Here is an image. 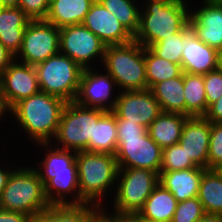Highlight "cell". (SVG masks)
Segmentation results:
<instances>
[{
    "label": "cell",
    "mask_w": 222,
    "mask_h": 222,
    "mask_svg": "<svg viewBox=\"0 0 222 222\" xmlns=\"http://www.w3.org/2000/svg\"><path fill=\"white\" fill-rule=\"evenodd\" d=\"M45 154L32 167L37 171L44 186L45 197L50 205H80L77 153L60 149L52 143H38ZM41 160V161H40ZM38 162V163H36ZM36 164L38 166H36Z\"/></svg>",
    "instance_id": "6da1fadb"
},
{
    "label": "cell",
    "mask_w": 222,
    "mask_h": 222,
    "mask_svg": "<svg viewBox=\"0 0 222 222\" xmlns=\"http://www.w3.org/2000/svg\"><path fill=\"white\" fill-rule=\"evenodd\" d=\"M220 176H222V161L213 168Z\"/></svg>",
    "instance_id": "c3c4849f"
},
{
    "label": "cell",
    "mask_w": 222,
    "mask_h": 222,
    "mask_svg": "<svg viewBox=\"0 0 222 222\" xmlns=\"http://www.w3.org/2000/svg\"><path fill=\"white\" fill-rule=\"evenodd\" d=\"M59 47L61 54L82 69L101 67L106 49L101 39L83 24L60 28Z\"/></svg>",
    "instance_id": "30bf717a"
},
{
    "label": "cell",
    "mask_w": 222,
    "mask_h": 222,
    "mask_svg": "<svg viewBox=\"0 0 222 222\" xmlns=\"http://www.w3.org/2000/svg\"><path fill=\"white\" fill-rule=\"evenodd\" d=\"M197 198L205 213L222 214V176L214 169L203 173Z\"/></svg>",
    "instance_id": "83f0119b"
},
{
    "label": "cell",
    "mask_w": 222,
    "mask_h": 222,
    "mask_svg": "<svg viewBox=\"0 0 222 222\" xmlns=\"http://www.w3.org/2000/svg\"><path fill=\"white\" fill-rule=\"evenodd\" d=\"M50 6V0H20L18 7L31 20H45Z\"/></svg>",
    "instance_id": "8d00e7d4"
},
{
    "label": "cell",
    "mask_w": 222,
    "mask_h": 222,
    "mask_svg": "<svg viewBox=\"0 0 222 222\" xmlns=\"http://www.w3.org/2000/svg\"><path fill=\"white\" fill-rule=\"evenodd\" d=\"M204 86L208 107L222 96V70L219 68L204 75Z\"/></svg>",
    "instance_id": "d590c367"
},
{
    "label": "cell",
    "mask_w": 222,
    "mask_h": 222,
    "mask_svg": "<svg viewBox=\"0 0 222 222\" xmlns=\"http://www.w3.org/2000/svg\"><path fill=\"white\" fill-rule=\"evenodd\" d=\"M195 2L198 3H190L191 29L202 42L222 51V0H202L197 5Z\"/></svg>",
    "instance_id": "5bb4252c"
},
{
    "label": "cell",
    "mask_w": 222,
    "mask_h": 222,
    "mask_svg": "<svg viewBox=\"0 0 222 222\" xmlns=\"http://www.w3.org/2000/svg\"><path fill=\"white\" fill-rule=\"evenodd\" d=\"M14 60V56L0 43V75Z\"/></svg>",
    "instance_id": "b9f144b4"
},
{
    "label": "cell",
    "mask_w": 222,
    "mask_h": 222,
    "mask_svg": "<svg viewBox=\"0 0 222 222\" xmlns=\"http://www.w3.org/2000/svg\"><path fill=\"white\" fill-rule=\"evenodd\" d=\"M2 160H0V196L1 193L4 189V187L6 186L7 180L10 176V174L12 173V171L15 169L14 167H17L18 165L16 164V166H14L12 163V161H9V165L5 164L4 162L6 161V159L1 158ZM3 163V164H2ZM5 164V165H4ZM13 165V166H12ZM10 166V167H9ZM10 168V169H9ZM12 168V169H11Z\"/></svg>",
    "instance_id": "60d3db41"
},
{
    "label": "cell",
    "mask_w": 222,
    "mask_h": 222,
    "mask_svg": "<svg viewBox=\"0 0 222 222\" xmlns=\"http://www.w3.org/2000/svg\"><path fill=\"white\" fill-rule=\"evenodd\" d=\"M104 209L97 205H50L32 218V222H93Z\"/></svg>",
    "instance_id": "7402d4cb"
},
{
    "label": "cell",
    "mask_w": 222,
    "mask_h": 222,
    "mask_svg": "<svg viewBox=\"0 0 222 222\" xmlns=\"http://www.w3.org/2000/svg\"><path fill=\"white\" fill-rule=\"evenodd\" d=\"M120 93L116 81L101 67L83 69L75 102L87 108L112 111Z\"/></svg>",
    "instance_id": "7c38bea8"
},
{
    "label": "cell",
    "mask_w": 222,
    "mask_h": 222,
    "mask_svg": "<svg viewBox=\"0 0 222 222\" xmlns=\"http://www.w3.org/2000/svg\"><path fill=\"white\" fill-rule=\"evenodd\" d=\"M163 149L147 132L142 137L117 138L119 168H142L160 173Z\"/></svg>",
    "instance_id": "4fadbf2b"
},
{
    "label": "cell",
    "mask_w": 222,
    "mask_h": 222,
    "mask_svg": "<svg viewBox=\"0 0 222 222\" xmlns=\"http://www.w3.org/2000/svg\"><path fill=\"white\" fill-rule=\"evenodd\" d=\"M117 150V124L112 111H106L94 122L93 138L84 151L115 155Z\"/></svg>",
    "instance_id": "4316f807"
},
{
    "label": "cell",
    "mask_w": 222,
    "mask_h": 222,
    "mask_svg": "<svg viewBox=\"0 0 222 222\" xmlns=\"http://www.w3.org/2000/svg\"><path fill=\"white\" fill-rule=\"evenodd\" d=\"M175 1H181V2H186V3H191V1L190 0H175Z\"/></svg>",
    "instance_id": "f907efd6"
},
{
    "label": "cell",
    "mask_w": 222,
    "mask_h": 222,
    "mask_svg": "<svg viewBox=\"0 0 222 222\" xmlns=\"http://www.w3.org/2000/svg\"><path fill=\"white\" fill-rule=\"evenodd\" d=\"M93 222H121V218L103 211Z\"/></svg>",
    "instance_id": "ee69618b"
},
{
    "label": "cell",
    "mask_w": 222,
    "mask_h": 222,
    "mask_svg": "<svg viewBox=\"0 0 222 222\" xmlns=\"http://www.w3.org/2000/svg\"><path fill=\"white\" fill-rule=\"evenodd\" d=\"M101 68L116 81L120 91L147 89L144 47L134 39L106 46Z\"/></svg>",
    "instance_id": "52a82bcc"
},
{
    "label": "cell",
    "mask_w": 222,
    "mask_h": 222,
    "mask_svg": "<svg viewBox=\"0 0 222 222\" xmlns=\"http://www.w3.org/2000/svg\"><path fill=\"white\" fill-rule=\"evenodd\" d=\"M204 117L211 123H222V96L208 107Z\"/></svg>",
    "instance_id": "ab89813d"
},
{
    "label": "cell",
    "mask_w": 222,
    "mask_h": 222,
    "mask_svg": "<svg viewBox=\"0 0 222 222\" xmlns=\"http://www.w3.org/2000/svg\"><path fill=\"white\" fill-rule=\"evenodd\" d=\"M41 92L75 101L82 68L68 56L58 53L35 66Z\"/></svg>",
    "instance_id": "9c48e42d"
},
{
    "label": "cell",
    "mask_w": 222,
    "mask_h": 222,
    "mask_svg": "<svg viewBox=\"0 0 222 222\" xmlns=\"http://www.w3.org/2000/svg\"><path fill=\"white\" fill-rule=\"evenodd\" d=\"M0 91L10 109L19 101L39 93L35 67L14 59L0 75Z\"/></svg>",
    "instance_id": "9a60e30c"
},
{
    "label": "cell",
    "mask_w": 222,
    "mask_h": 222,
    "mask_svg": "<svg viewBox=\"0 0 222 222\" xmlns=\"http://www.w3.org/2000/svg\"><path fill=\"white\" fill-rule=\"evenodd\" d=\"M67 102L63 99L39 92L16 103L10 109L9 121L17 124L21 137L29 143H51L56 136L60 117ZM13 118V119H12ZM20 127V129H19ZM27 134V135H25ZM33 141V142H32Z\"/></svg>",
    "instance_id": "7a4b0ae2"
},
{
    "label": "cell",
    "mask_w": 222,
    "mask_h": 222,
    "mask_svg": "<svg viewBox=\"0 0 222 222\" xmlns=\"http://www.w3.org/2000/svg\"><path fill=\"white\" fill-rule=\"evenodd\" d=\"M198 167L187 156L179 143L163 148L160 172H171Z\"/></svg>",
    "instance_id": "d6a6232c"
},
{
    "label": "cell",
    "mask_w": 222,
    "mask_h": 222,
    "mask_svg": "<svg viewBox=\"0 0 222 222\" xmlns=\"http://www.w3.org/2000/svg\"><path fill=\"white\" fill-rule=\"evenodd\" d=\"M76 162L80 205L88 203L104 208L116 187L119 167L115 155L81 151L77 152Z\"/></svg>",
    "instance_id": "3957f363"
},
{
    "label": "cell",
    "mask_w": 222,
    "mask_h": 222,
    "mask_svg": "<svg viewBox=\"0 0 222 222\" xmlns=\"http://www.w3.org/2000/svg\"><path fill=\"white\" fill-rule=\"evenodd\" d=\"M0 222H32V217L23 212L0 209Z\"/></svg>",
    "instance_id": "f35d334b"
},
{
    "label": "cell",
    "mask_w": 222,
    "mask_h": 222,
    "mask_svg": "<svg viewBox=\"0 0 222 222\" xmlns=\"http://www.w3.org/2000/svg\"><path fill=\"white\" fill-rule=\"evenodd\" d=\"M221 161H222V123L210 122L208 169H213Z\"/></svg>",
    "instance_id": "e575fe53"
},
{
    "label": "cell",
    "mask_w": 222,
    "mask_h": 222,
    "mask_svg": "<svg viewBox=\"0 0 222 222\" xmlns=\"http://www.w3.org/2000/svg\"><path fill=\"white\" fill-rule=\"evenodd\" d=\"M117 138L142 137L148 131L147 128L137 122H128V120L116 117Z\"/></svg>",
    "instance_id": "74e56055"
},
{
    "label": "cell",
    "mask_w": 222,
    "mask_h": 222,
    "mask_svg": "<svg viewBox=\"0 0 222 222\" xmlns=\"http://www.w3.org/2000/svg\"><path fill=\"white\" fill-rule=\"evenodd\" d=\"M204 214L202 203L194 197L177 203L171 222H197Z\"/></svg>",
    "instance_id": "836d02e7"
},
{
    "label": "cell",
    "mask_w": 222,
    "mask_h": 222,
    "mask_svg": "<svg viewBox=\"0 0 222 222\" xmlns=\"http://www.w3.org/2000/svg\"><path fill=\"white\" fill-rule=\"evenodd\" d=\"M190 3L175 0H141L140 23L134 40L149 47L178 33L189 24Z\"/></svg>",
    "instance_id": "277c9868"
},
{
    "label": "cell",
    "mask_w": 222,
    "mask_h": 222,
    "mask_svg": "<svg viewBox=\"0 0 222 222\" xmlns=\"http://www.w3.org/2000/svg\"><path fill=\"white\" fill-rule=\"evenodd\" d=\"M115 117L137 122L148 128L161 114L159 102L149 89L120 91L115 108L112 110Z\"/></svg>",
    "instance_id": "2e32d148"
},
{
    "label": "cell",
    "mask_w": 222,
    "mask_h": 222,
    "mask_svg": "<svg viewBox=\"0 0 222 222\" xmlns=\"http://www.w3.org/2000/svg\"><path fill=\"white\" fill-rule=\"evenodd\" d=\"M3 7H17L20 0H0Z\"/></svg>",
    "instance_id": "bcb514c9"
},
{
    "label": "cell",
    "mask_w": 222,
    "mask_h": 222,
    "mask_svg": "<svg viewBox=\"0 0 222 222\" xmlns=\"http://www.w3.org/2000/svg\"><path fill=\"white\" fill-rule=\"evenodd\" d=\"M147 89L164 80L179 77L183 71L180 64L157 56L149 47H144Z\"/></svg>",
    "instance_id": "f546056e"
},
{
    "label": "cell",
    "mask_w": 222,
    "mask_h": 222,
    "mask_svg": "<svg viewBox=\"0 0 222 222\" xmlns=\"http://www.w3.org/2000/svg\"><path fill=\"white\" fill-rule=\"evenodd\" d=\"M184 47L181 68L183 72L205 75L218 69L219 52L202 42L188 24L183 29Z\"/></svg>",
    "instance_id": "e0dca14e"
},
{
    "label": "cell",
    "mask_w": 222,
    "mask_h": 222,
    "mask_svg": "<svg viewBox=\"0 0 222 222\" xmlns=\"http://www.w3.org/2000/svg\"><path fill=\"white\" fill-rule=\"evenodd\" d=\"M82 24L98 36L106 46L126 44L134 39L115 15L98 0L91 5Z\"/></svg>",
    "instance_id": "ac0fdd59"
},
{
    "label": "cell",
    "mask_w": 222,
    "mask_h": 222,
    "mask_svg": "<svg viewBox=\"0 0 222 222\" xmlns=\"http://www.w3.org/2000/svg\"><path fill=\"white\" fill-rule=\"evenodd\" d=\"M177 203L174 195L158 184L135 218L138 221L171 222Z\"/></svg>",
    "instance_id": "603a6c76"
},
{
    "label": "cell",
    "mask_w": 222,
    "mask_h": 222,
    "mask_svg": "<svg viewBox=\"0 0 222 222\" xmlns=\"http://www.w3.org/2000/svg\"><path fill=\"white\" fill-rule=\"evenodd\" d=\"M149 90L162 112L185 114L184 72L179 77L154 84Z\"/></svg>",
    "instance_id": "484cf974"
},
{
    "label": "cell",
    "mask_w": 222,
    "mask_h": 222,
    "mask_svg": "<svg viewBox=\"0 0 222 222\" xmlns=\"http://www.w3.org/2000/svg\"><path fill=\"white\" fill-rule=\"evenodd\" d=\"M121 222H139L135 217H121Z\"/></svg>",
    "instance_id": "7dc6e473"
},
{
    "label": "cell",
    "mask_w": 222,
    "mask_h": 222,
    "mask_svg": "<svg viewBox=\"0 0 222 222\" xmlns=\"http://www.w3.org/2000/svg\"><path fill=\"white\" fill-rule=\"evenodd\" d=\"M10 115V108L7 105L4 96L2 95L1 91H0V122L2 121H6L10 118L8 117ZM5 119V120H3ZM7 119V120H6ZM1 125V123H0Z\"/></svg>",
    "instance_id": "7bdbcfd3"
},
{
    "label": "cell",
    "mask_w": 222,
    "mask_h": 222,
    "mask_svg": "<svg viewBox=\"0 0 222 222\" xmlns=\"http://www.w3.org/2000/svg\"><path fill=\"white\" fill-rule=\"evenodd\" d=\"M105 112L81 106L75 101L66 103L56 136L51 143L57 148L76 153L84 151L93 138L94 122H98Z\"/></svg>",
    "instance_id": "ba28073f"
},
{
    "label": "cell",
    "mask_w": 222,
    "mask_h": 222,
    "mask_svg": "<svg viewBox=\"0 0 222 222\" xmlns=\"http://www.w3.org/2000/svg\"><path fill=\"white\" fill-rule=\"evenodd\" d=\"M189 116L182 113L161 112L150 124V137L163 149L180 141L183 126Z\"/></svg>",
    "instance_id": "d4e9b609"
},
{
    "label": "cell",
    "mask_w": 222,
    "mask_h": 222,
    "mask_svg": "<svg viewBox=\"0 0 222 222\" xmlns=\"http://www.w3.org/2000/svg\"><path fill=\"white\" fill-rule=\"evenodd\" d=\"M134 36L140 23L141 0H98Z\"/></svg>",
    "instance_id": "4dcf8cb0"
},
{
    "label": "cell",
    "mask_w": 222,
    "mask_h": 222,
    "mask_svg": "<svg viewBox=\"0 0 222 222\" xmlns=\"http://www.w3.org/2000/svg\"><path fill=\"white\" fill-rule=\"evenodd\" d=\"M218 68L222 70V51L219 52Z\"/></svg>",
    "instance_id": "681fc988"
},
{
    "label": "cell",
    "mask_w": 222,
    "mask_h": 222,
    "mask_svg": "<svg viewBox=\"0 0 222 222\" xmlns=\"http://www.w3.org/2000/svg\"><path fill=\"white\" fill-rule=\"evenodd\" d=\"M22 164L15 167L7 180L0 196V209L23 212L33 218L50 204L39 174L31 167L33 163L26 167Z\"/></svg>",
    "instance_id": "8992f818"
},
{
    "label": "cell",
    "mask_w": 222,
    "mask_h": 222,
    "mask_svg": "<svg viewBox=\"0 0 222 222\" xmlns=\"http://www.w3.org/2000/svg\"><path fill=\"white\" fill-rule=\"evenodd\" d=\"M183 47V29L149 46L157 56L180 65Z\"/></svg>",
    "instance_id": "1f68e13d"
},
{
    "label": "cell",
    "mask_w": 222,
    "mask_h": 222,
    "mask_svg": "<svg viewBox=\"0 0 222 222\" xmlns=\"http://www.w3.org/2000/svg\"><path fill=\"white\" fill-rule=\"evenodd\" d=\"M209 139L210 121L193 116L186 120L178 143L198 167L208 169Z\"/></svg>",
    "instance_id": "d6986e66"
},
{
    "label": "cell",
    "mask_w": 222,
    "mask_h": 222,
    "mask_svg": "<svg viewBox=\"0 0 222 222\" xmlns=\"http://www.w3.org/2000/svg\"><path fill=\"white\" fill-rule=\"evenodd\" d=\"M197 222H222V214L205 213Z\"/></svg>",
    "instance_id": "f6af8a7d"
},
{
    "label": "cell",
    "mask_w": 222,
    "mask_h": 222,
    "mask_svg": "<svg viewBox=\"0 0 222 222\" xmlns=\"http://www.w3.org/2000/svg\"><path fill=\"white\" fill-rule=\"evenodd\" d=\"M60 29L45 20H31L24 31L22 45L14 57L35 66L60 53Z\"/></svg>",
    "instance_id": "8fae6325"
},
{
    "label": "cell",
    "mask_w": 222,
    "mask_h": 222,
    "mask_svg": "<svg viewBox=\"0 0 222 222\" xmlns=\"http://www.w3.org/2000/svg\"><path fill=\"white\" fill-rule=\"evenodd\" d=\"M185 115L204 116L207 113V101L204 75L184 72Z\"/></svg>",
    "instance_id": "f1b7e54d"
},
{
    "label": "cell",
    "mask_w": 222,
    "mask_h": 222,
    "mask_svg": "<svg viewBox=\"0 0 222 222\" xmlns=\"http://www.w3.org/2000/svg\"><path fill=\"white\" fill-rule=\"evenodd\" d=\"M30 21L18 6L0 9V43L14 57L20 51L24 31Z\"/></svg>",
    "instance_id": "44dd1931"
},
{
    "label": "cell",
    "mask_w": 222,
    "mask_h": 222,
    "mask_svg": "<svg viewBox=\"0 0 222 222\" xmlns=\"http://www.w3.org/2000/svg\"><path fill=\"white\" fill-rule=\"evenodd\" d=\"M95 0H50L45 21L58 27L82 24Z\"/></svg>",
    "instance_id": "cb8c5ba5"
},
{
    "label": "cell",
    "mask_w": 222,
    "mask_h": 222,
    "mask_svg": "<svg viewBox=\"0 0 222 222\" xmlns=\"http://www.w3.org/2000/svg\"><path fill=\"white\" fill-rule=\"evenodd\" d=\"M207 169L202 167L159 173V184L170 191L177 202L198 196L200 181Z\"/></svg>",
    "instance_id": "ffe728a7"
},
{
    "label": "cell",
    "mask_w": 222,
    "mask_h": 222,
    "mask_svg": "<svg viewBox=\"0 0 222 222\" xmlns=\"http://www.w3.org/2000/svg\"><path fill=\"white\" fill-rule=\"evenodd\" d=\"M158 184L159 174L154 171L142 168H119L115 195L107 203L110 205L111 202L112 207L105 205L103 209L108 214L120 218L135 217Z\"/></svg>",
    "instance_id": "5b68a950"
}]
</instances>
